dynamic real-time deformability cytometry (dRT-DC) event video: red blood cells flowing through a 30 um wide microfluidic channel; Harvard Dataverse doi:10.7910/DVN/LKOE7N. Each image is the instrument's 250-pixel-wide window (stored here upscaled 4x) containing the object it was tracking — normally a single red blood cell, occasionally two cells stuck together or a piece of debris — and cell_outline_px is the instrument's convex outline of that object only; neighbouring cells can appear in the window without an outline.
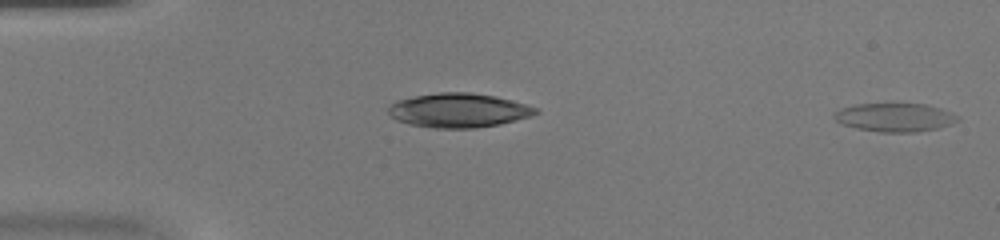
{"species": "common noctule bat (a hibernating species)", "species_latin": "Nyctalus noctula", "temperature_condition": "warm", "stored_images_in_passage": 12, "segment_of_instrument_passage": [2, 2], "camera_frame_rate_fps": 3000, "um_per_image_px": 0.085, "animal": {"sex": "female", "body_mass_g": 20.0, "forearm_length_mm": 54.0}, "frame": {"image": 1, "passage_image": 12, "time_ms": 3.667, "image_size_px": [1000, 240], "cell_outline_px": [[960, 120], [952, 124], [936, 128], [916, 132], [880, 132], [856, 128], [840, 124], [832, 116], [840, 108], [856, 104], [924, 104], [940, 108], [952, 112], [960, 116]], "centroid_in_image_um": [76.07, 9.98], "position_along_channel_um": 8.9, "area_um2": 20.58}}